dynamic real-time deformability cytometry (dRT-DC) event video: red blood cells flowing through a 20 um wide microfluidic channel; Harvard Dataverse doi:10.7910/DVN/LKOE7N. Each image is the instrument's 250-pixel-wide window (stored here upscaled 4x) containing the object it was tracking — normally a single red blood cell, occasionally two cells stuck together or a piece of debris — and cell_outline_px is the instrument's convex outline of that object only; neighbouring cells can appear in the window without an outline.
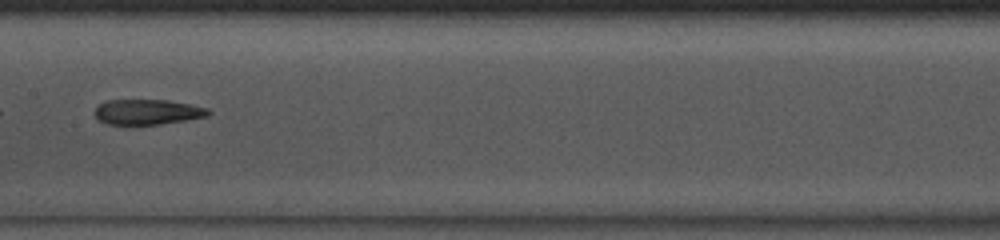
{"species": "common noctule bat (a hibernating species)", "species_latin": "Nyctalus noctula", "temperature_condition": "room temperature", "stored_images_in_passage": 39, "camera_frame_rate_fps": 3000, "um_per_image_px": 0.085, "animal": {"sex": "male", "body_mass_g": 13.0, "forearm_length_mm": 53.1}, "frame": {"image": 1, "passage_image": 17, "time_ms": 5.333, "image_size_px": [1000, 240], "cell_outline_px": [[212, 112], [208, 116], [160, 124], [108, 124], [100, 120], [96, 116], [96, 108], [100, 104], [108, 100], [168, 100], [192, 104], [208, 108]], "centroid_in_image_um": [12.59, 9.5], "position_along_channel_um": 194.8, "area_um2": 16.53}, "authors_computed_cell_mechanics": {"area_um2": 18.2648, "velocity_mm_per_s": 4.1078, "shape_relaxation_time_tau1_ms": null, "shape_relaxation_time_tau2_ms": 4.4281, "deformation_change_tau1": null, "deformation_change_tau2": 0.157}}